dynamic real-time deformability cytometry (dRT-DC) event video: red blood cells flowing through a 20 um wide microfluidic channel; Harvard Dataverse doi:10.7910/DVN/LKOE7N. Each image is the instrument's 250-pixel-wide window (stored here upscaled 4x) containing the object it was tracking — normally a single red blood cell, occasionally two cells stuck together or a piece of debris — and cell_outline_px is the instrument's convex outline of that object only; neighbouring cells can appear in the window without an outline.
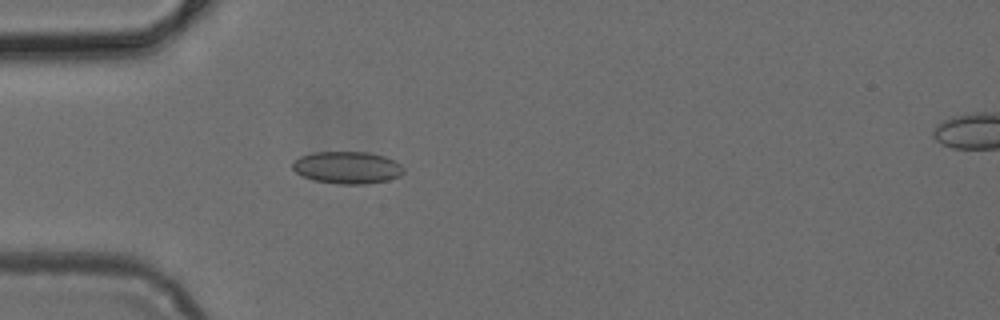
{"species": "common noctule bat (a hibernating species)", "species_latin": "Nyctalus noctula", "temperature_condition": "cold", "stored_images_in_passage": 36, "camera_frame_rate_fps": 3000, "um_per_image_px": 0.085, "animal": {"sex": "female", "body_mass_g": 24.6, "forearm_length_mm": 56.2}, "frame": {"image": 1, "passage_image": 1, "time_ms": 0.0, "image_size_px": [1000, 320], "cell_outline_px": [[404, 172], [400, 176], [388, 180], [364, 184], [340, 184], [316, 180], [304, 176], [296, 172], [292, 168], [292, 164], [300, 156], [312, 152], [368, 152], [384, 156], [400, 164], [404, 168]], "centroid_in_image_um": [29.53, 14.24], "position_along_channel_um": 55.5, "area_um2": 20.69}}
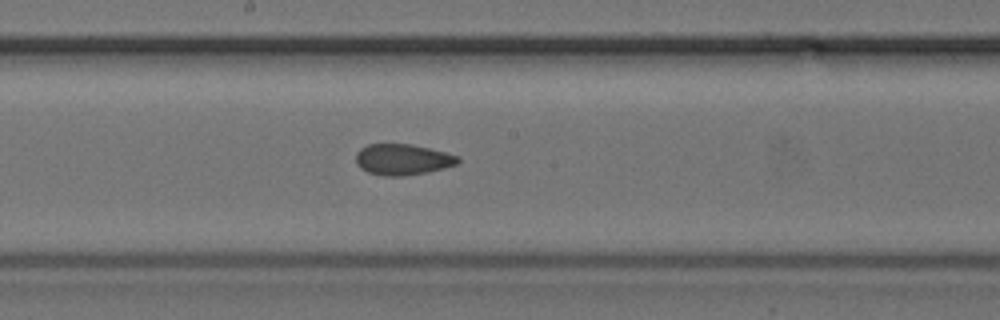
{"frame": {"image": 2, "passage_image": 13, "time_ms": 4.0, "image_size_px": [1000, 320], "cell_outline_px": [[460, 160], [456, 164], [444, 168], [428, 172], [404, 176], [384, 176], [368, 172], [360, 168], [356, 164], [356, 152], [360, 148], [368, 144], [412, 144], [460, 156]], "centroid_in_image_um": [34.2, 13.56], "position_along_channel_um": 214.0, "area_um2": 18.5}}
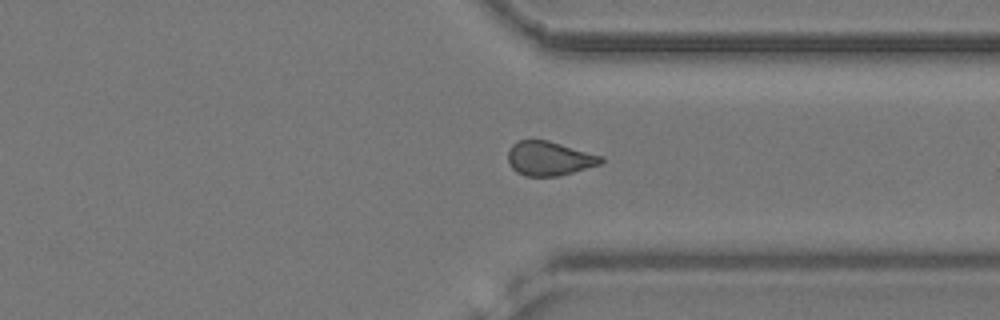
{"frame": {"image": 3, "passage_image": 24, "time_ms": 7.667, "image_size_px": [1000, 320], "cell_outline_px": [[604, 160], [600, 164], [560, 176], [524, 176], [516, 172], [508, 164], [508, 152], [512, 144], [516, 140], [548, 140], [604, 156]], "centroid_in_image_um": [46.68, 13.47], "position_along_channel_um": 364.7, "area_um2": 18.73}}